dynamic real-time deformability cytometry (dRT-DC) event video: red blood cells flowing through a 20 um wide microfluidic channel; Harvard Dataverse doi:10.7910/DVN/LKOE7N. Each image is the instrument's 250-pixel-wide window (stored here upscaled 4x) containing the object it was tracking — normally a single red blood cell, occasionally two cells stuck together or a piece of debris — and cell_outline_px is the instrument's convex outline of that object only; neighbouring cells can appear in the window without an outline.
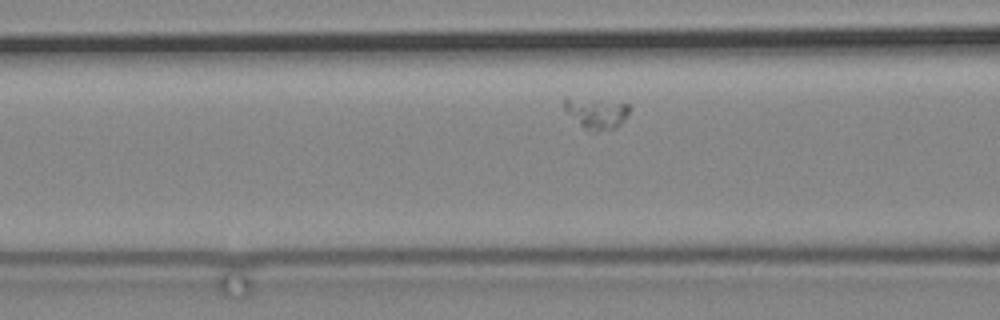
{"species": "common noctule bat (a hibernating species)", "species_latin": "Nyctalus noctula", "temperature_condition": "cold", "stored_images_in_passage": 45, "camera_frame_rate_fps": 3000, "um_per_image_px": 0.085, "animal": {"sex": "male", "body_mass_g": 19.2, "forearm_length_mm": 51.8}, "frame": {"image": 1, "passage_image": 5, "time_ms": 1.333, "image_size_px": [1000, 320], "cell_outline_px": [[628, 112], [624, 120], [616, 128], [596, 132], [584, 128], [564, 108], [564, 96], [568, 96], [628, 104]], "centroid_in_image_um": [50.67, 9.6], "position_along_channel_um": 115.9, "area_um2": 11.5}}
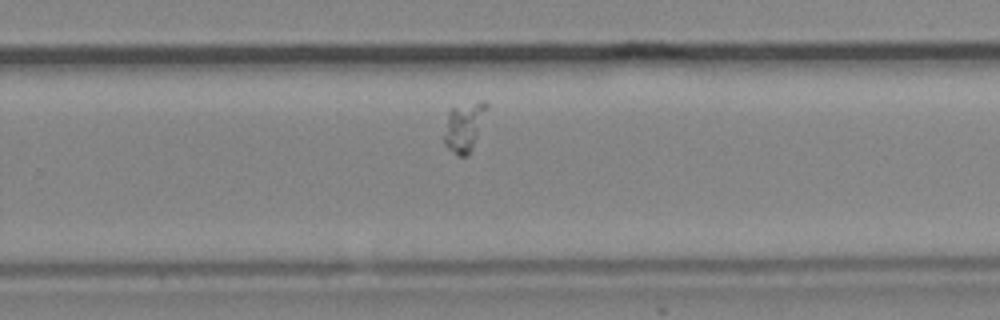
{"frame": {"image": 2, "passage_image": 22, "time_ms": 7.0, "image_size_px": [1000, 320], "cell_outline_px": [[488, 108], [472, 148], [468, 156], [456, 156], [444, 144], [444, 136], [448, 116], [452, 108], [480, 100], [484, 100], [488, 104]], "centroid_in_image_um": [39.47, 10.79], "position_along_channel_um": 290.3, "area_um2": 11.96}}
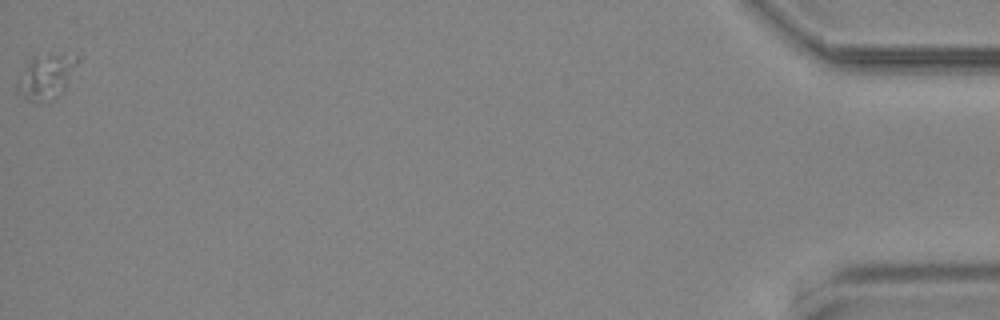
{"frame": {"image": 3, "passage_image": 45, "time_ms": 14.667, "image_size_px": [1000, 320], "cell_outline_px": [[80, 60], [64, 88], [56, 100], [40, 104], [36, 104], [28, 100], [16, 92], [16, 84], [24, 68], [32, 56], [52, 52], [56, 52], [80, 56]], "centroid_in_image_um": [3.93, 6.51], "position_along_channel_um": 431.3, "area_um2": 16.36}}